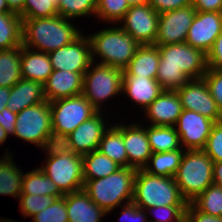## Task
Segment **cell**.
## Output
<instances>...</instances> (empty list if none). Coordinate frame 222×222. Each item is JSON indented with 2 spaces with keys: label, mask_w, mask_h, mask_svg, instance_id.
I'll return each instance as SVG.
<instances>
[{
  "label": "cell",
  "mask_w": 222,
  "mask_h": 222,
  "mask_svg": "<svg viewBox=\"0 0 222 222\" xmlns=\"http://www.w3.org/2000/svg\"><path fill=\"white\" fill-rule=\"evenodd\" d=\"M45 101L43 84L39 81L22 78L10 88L7 108L14 113H19L27 107Z\"/></svg>",
  "instance_id": "23"
},
{
  "label": "cell",
  "mask_w": 222,
  "mask_h": 222,
  "mask_svg": "<svg viewBox=\"0 0 222 222\" xmlns=\"http://www.w3.org/2000/svg\"><path fill=\"white\" fill-rule=\"evenodd\" d=\"M52 72L53 68L48 53L21 46L22 78L39 81L44 84Z\"/></svg>",
  "instance_id": "25"
},
{
  "label": "cell",
  "mask_w": 222,
  "mask_h": 222,
  "mask_svg": "<svg viewBox=\"0 0 222 222\" xmlns=\"http://www.w3.org/2000/svg\"><path fill=\"white\" fill-rule=\"evenodd\" d=\"M129 8L127 0H98L95 18L111 25H118Z\"/></svg>",
  "instance_id": "36"
},
{
  "label": "cell",
  "mask_w": 222,
  "mask_h": 222,
  "mask_svg": "<svg viewBox=\"0 0 222 222\" xmlns=\"http://www.w3.org/2000/svg\"><path fill=\"white\" fill-rule=\"evenodd\" d=\"M213 162L222 161V121L215 122L202 149Z\"/></svg>",
  "instance_id": "42"
},
{
  "label": "cell",
  "mask_w": 222,
  "mask_h": 222,
  "mask_svg": "<svg viewBox=\"0 0 222 222\" xmlns=\"http://www.w3.org/2000/svg\"><path fill=\"white\" fill-rule=\"evenodd\" d=\"M22 20V46L39 52L57 50L82 34L70 19L60 15Z\"/></svg>",
  "instance_id": "2"
},
{
  "label": "cell",
  "mask_w": 222,
  "mask_h": 222,
  "mask_svg": "<svg viewBox=\"0 0 222 222\" xmlns=\"http://www.w3.org/2000/svg\"><path fill=\"white\" fill-rule=\"evenodd\" d=\"M6 151L3 157H0V195L12 196L18 200L22 191L24 172L15 164L11 152L8 149Z\"/></svg>",
  "instance_id": "26"
},
{
  "label": "cell",
  "mask_w": 222,
  "mask_h": 222,
  "mask_svg": "<svg viewBox=\"0 0 222 222\" xmlns=\"http://www.w3.org/2000/svg\"><path fill=\"white\" fill-rule=\"evenodd\" d=\"M213 166V160L203 150H185L174 180L187 203L213 184Z\"/></svg>",
  "instance_id": "6"
},
{
  "label": "cell",
  "mask_w": 222,
  "mask_h": 222,
  "mask_svg": "<svg viewBox=\"0 0 222 222\" xmlns=\"http://www.w3.org/2000/svg\"><path fill=\"white\" fill-rule=\"evenodd\" d=\"M91 34H88V37L91 42L92 61L122 70L130 63L140 46L131 34L117 24ZM98 58L99 62L96 61Z\"/></svg>",
  "instance_id": "4"
},
{
  "label": "cell",
  "mask_w": 222,
  "mask_h": 222,
  "mask_svg": "<svg viewBox=\"0 0 222 222\" xmlns=\"http://www.w3.org/2000/svg\"><path fill=\"white\" fill-rule=\"evenodd\" d=\"M118 222H148L147 211L138 207L133 201L120 206Z\"/></svg>",
  "instance_id": "44"
},
{
  "label": "cell",
  "mask_w": 222,
  "mask_h": 222,
  "mask_svg": "<svg viewBox=\"0 0 222 222\" xmlns=\"http://www.w3.org/2000/svg\"><path fill=\"white\" fill-rule=\"evenodd\" d=\"M0 222H17V220L15 221V220H13V219H5V217H3V218H0ZM18 222H20V221H18ZM21 222H23V221H21Z\"/></svg>",
  "instance_id": "56"
},
{
  "label": "cell",
  "mask_w": 222,
  "mask_h": 222,
  "mask_svg": "<svg viewBox=\"0 0 222 222\" xmlns=\"http://www.w3.org/2000/svg\"><path fill=\"white\" fill-rule=\"evenodd\" d=\"M176 92L183 109L193 110L214 122L222 121V113L203 78L190 80Z\"/></svg>",
  "instance_id": "14"
},
{
  "label": "cell",
  "mask_w": 222,
  "mask_h": 222,
  "mask_svg": "<svg viewBox=\"0 0 222 222\" xmlns=\"http://www.w3.org/2000/svg\"><path fill=\"white\" fill-rule=\"evenodd\" d=\"M208 69L222 70V31L207 53Z\"/></svg>",
  "instance_id": "45"
},
{
  "label": "cell",
  "mask_w": 222,
  "mask_h": 222,
  "mask_svg": "<svg viewBox=\"0 0 222 222\" xmlns=\"http://www.w3.org/2000/svg\"><path fill=\"white\" fill-rule=\"evenodd\" d=\"M45 100L52 102L82 94L83 75L63 70H53L43 84Z\"/></svg>",
  "instance_id": "20"
},
{
  "label": "cell",
  "mask_w": 222,
  "mask_h": 222,
  "mask_svg": "<svg viewBox=\"0 0 222 222\" xmlns=\"http://www.w3.org/2000/svg\"><path fill=\"white\" fill-rule=\"evenodd\" d=\"M191 203L205 214L222 217V187L210 185Z\"/></svg>",
  "instance_id": "34"
},
{
  "label": "cell",
  "mask_w": 222,
  "mask_h": 222,
  "mask_svg": "<svg viewBox=\"0 0 222 222\" xmlns=\"http://www.w3.org/2000/svg\"><path fill=\"white\" fill-rule=\"evenodd\" d=\"M11 12L7 6L6 0H0V13Z\"/></svg>",
  "instance_id": "54"
},
{
  "label": "cell",
  "mask_w": 222,
  "mask_h": 222,
  "mask_svg": "<svg viewBox=\"0 0 222 222\" xmlns=\"http://www.w3.org/2000/svg\"><path fill=\"white\" fill-rule=\"evenodd\" d=\"M51 131V107L47 100L17 113L13 137L41 149Z\"/></svg>",
  "instance_id": "9"
},
{
  "label": "cell",
  "mask_w": 222,
  "mask_h": 222,
  "mask_svg": "<svg viewBox=\"0 0 222 222\" xmlns=\"http://www.w3.org/2000/svg\"><path fill=\"white\" fill-rule=\"evenodd\" d=\"M214 123L193 110L183 109L174 126L179 134L181 147L185 150H202Z\"/></svg>",
  "instance_id": "15"
},
{
  "label": "cell",
  "mask_w": 222,
  "mask_h": 222,
  "mask_svg": "<svg viewBox=\"0 0 222 222\" xmlns=\"http://www.w3.org/2000/svg\"><path fill=\"white\" fill-rule=\"evenodd\" d=\"M7 6L11 12L23 17V4L24 0H6Z\"/></svg>",
  "instance_id": "50"
},
{
  "label": "cell",
  "mask_w": 222,
  "mask_h": 222,
  "mask_svg": "<svg viewBox=\"0 0 222 222\" xmlns=\"http://www.w3.org/2000/svg\"><path fill=\"white\" fill-rule=\"evenodd\" d=\"M148 4L159 14L192 4V0H148Z\"/></svg>",
  "instance_id": "47"
},
{
  "label": "cell",
  "mask_w": 222,
  "mask_h": 222,
  "mask_svg": "<svg viewBox=\"0 0 222 222\" xmlns=\"http://www.w3.org/2000/svg\"><path fill=\"white\" fill-rule=\"evenodd\" d=\"M8 137H9L8 134L6 133V131L0 125V145L1 146H2V144L6 143V140L8 139Z\"/></svg>",
  "instance_id": "53"
},
{
  "label": "cell",
  "mask_w": 222,
  "mask_h": 222,
  "mask_svg": "<svg viewBox=\"0 0 222 222\" xmlns=\"http://www.w3.org/2000/svg\"><path fill=\"white\" fill-rule=\"evenodd\" d=\"M221 31L222 12L197 11L185 42L207 54Z\"/></svg>",
  "instance_id": "16"
},
{
  "label": "cell",
  "mask_w": 222,
  "mask_h": 222,
  "mask_svg": "<svg viewBox=\"0 0 222 222\" xmlns=\"http://www.w3.org/2000/svg\"><path fill=\"white\" fill-rule=\"evenodd\" d=\"M16 118L17 113H14L9 108H3V110L0 112V125L6 131L9 137L13 135Z\"/></svg>",
  "instance_id": "48"
},
{
  "label": "cell",
  "mask_w": 222,
  "mask_h": 222,
  "mask_svg": "<svg viewBox=\"0 0 222 222\" xmlns=\"http://www.w3.org/2000/svg\"><path fill=\"white\" fill-rule=\"evenodd\" d=\"M136 172L133 167H121L103 178L88 180L83 189L98 207L110 214L123 203L133 201Z\"/></svg>",
  "instance_id": "3"
},
{
  "label": "cell",
  "mask_w": 222,
  "mask_h": 222,
  "mask_svg": "<svg viewBox=\"0 0 222 222\" xmlns=\"http://www.w3.org/2000/svg\"><path fill=\"white\" fill-rule=\"evenodd\" d=\"M133 202L142 209L159 206L188 205L174 177H162L138 169L134 180Z\"/></svg>",
  "instance_id": "5"
},
{
  "label": "cell",
  "mask_w": 222,
  "mask_h": 222,
  "mask_svg": "<svg viewBox=\"0 0 222 222\" xmlns=\"http://www.w3.org/2000/svg\"><path fill=\"white\" fill-rule=\"evenodd\" d=\"M144 111L149 125L175 126L183 107L176 90H164Z\"/></svg>",
  "instance_id": "19"
},
{
  "label": "cell",
  "mask_w": 222,
  "mask_h": 222,
  "mask_svg": "<svg viewBox=\"0 0 222 222\" xmlns=\"http://www.w3.org/2000/svg\"><path fill=\"white\" fill-rule=\"evenodd\" d=\"M22 18L14 12L0 13V50L22 46Z\"/></svg>",
  "instance_id": "33"
},
{
  "label": "cell",
  "mask_w": 222,
  "mask_h": 222,
  "mask_svg": "<svg viewBox=\"0 0 222 222\" xmlns=\"http://www.w3.org/2000/svg\"><path fill=\"white\" fill-rule=\"evenodd\" d=\"M65 195L84 188L83 158L77 153L47 157L40 167Z\"/></svg>",
  "instance_id": "8"
},
{
  "label": "cell",
  "mask_w": 222,
  "mask_h": 222,
  "mask_svg": "<svg viewBox=\"0 0 222 222\" xmlns=\"http://www.w3.org/2000/svg\"><path fill=\"white\" fill-rule=\"evenodd\" d=\"M152 153L174 151L181 148L180 137L173 126H145Z\"/></svg>",
  "instance_id": "32"
},
{
  "label": "cell",
  "mask_w": 222,
  "mask_h": 222,
  "mask_svg": "<svg viewBox=\"0 0 222 222\" xmlns=\"http://www.w3.org/2000/svg\"><path fill=\"white\" fill-rule=\"evenodd\" d=\"M64 198L68 222H101L107 215L90 199L84 189L65 194Z\"/></svg>",
  "instance_id": "21"
},
{
  "label": "cell",
  "mask_w": 222,
  "mask_h": 222,
  "mask_svg": "<svg viewBox=\"0 0 222 222\" xmlns=\"http://www.w3.org/2000/svg\"><path fill=\"white\" fill-rule=\"evenodd\" d=\"M159 62L157 45H140L130 63L123 69V76H139L156 80Z\"/></svg>",
  "instance_id": "24"
},
{
  "label": "cell",
  "mask_w": 222,
  "mask_h": 222,
  "mask_svg": "<svg viewBox=\"0 0 222 222\" xmlns=\"http://www.w3.org/2000/svg\"><path fill=\"white\" fill-rule=\"evenodd\" d=\"M9 96L10 88L0 87V112L3 110V108H7Z\"/></svg>",
  "instance_id": "52"
},
{
  "label": "cell",
  "mask_w": 222,
  "mask_h": 222,
  "mask_svg": "<svg viewBox=\"0 0 222 222\" xmlns=\"http://www.w3.org/2000/svg\"><path fill=\"white\" fill-rule=\"evenodd\" d=\"M84 184L88 180H96L112 174L121 168L98 150L82 155Z\"/></svg>",
  "instance_id": "30"
},
{
  "label": "cell",
  "mask_w": 222,
  "mask_h": 222,
  "mask_svg": "<svg viewBox=\"0 0 222 222\" xmlns=\"http://www.w3.org/2000/svg\"><path fill=\"white\" fill-rule=\"evenodd\" d=\"M32 222H68L64 196L56 198L52 205L35 214Z\"/></svg>",
  "instance_id": "40"
},
{
  "label": "cell",
  "mask_w": 222,
  "mask_h": 222,
  "mask_svg": "<svg viewBox=\"0 0 222 222\" xmlns=\"http://www.w3.org/2000/svg\"><path fill=\"white\" fill-rule=\"evenodd\" d=\"M203 79L222 113V70L208 69Z\"/></svg>",
  "instance_id": "43"
},
{
  "label": "cell",
  "mask_w": 222,
  "mask_h": 222,
  "mask_svg": "<svg viewBox=\"0 0 222 222\" xmlns=\"http://www.w3.org/2000/svg\"><path fill=\"white\" fill-rule=\"evenodd\" d=\"M192 6L201 12H222V0H192Z\"/></svg>",
  "instance_id": "49"
},
{
  "label": "cell",
  "mask_w": 222,
  "mask_h": 222,
  "mask_svg": "<svg viewBox=\"0 0 222 222\" xmlns=\"http://www.w3.org/2000/svg\"><path fill=\"white\" fill-rule=\"evenodd\" d=\"M59 0H24L22 19H38L59 15Z\"/></svg>",
  "instance_id": "37"
},
{
  "label": "cell",
  "mask_w": 222,
  "mask_h": 222,
  "mask_svg": "<svg viewBox=\"0 0 222 222\" xmlns=\"http://www.w3.org/2000/svg\"><path fill=\"white\" fill-rule=\"evenodd\" d=\"M21 194L47 195L56 198L64 196L58 186L38 166L27 173L24 171Z\"/></svg>",
  "instance_id": "28"
},
{
  "label": "cell",
  "mask_w": 222,
  "mask_h": 222,
  "mask_svg": "<svg viewBox=\"0 0 222 222\" xmlns=\"http://www.w3.org/2000/svg\"><path fill=\"white\" fill-rule=\"evenodd\" d=\"M130 6L142 5L148 3V0H127Z\"/></svg>",
  "instance_id": "55"
},
{
  "label": "cell",
  "mask_w": 222,
  "mask_h": 222,
  "mask_svg": "<svg viewBox=\"0 0 222 222\" xmlns=\"http://www.w3.org/2000/svg\"><path fill=\"white\" fill-rule=\"evenodd\" d=\"M196 12L191 4L159 14L155 45L185 43Z\"/></svg>",
  "instance_id": "13"
},
{
  "label": "cell",
  "mask_w": 222,
  "mask_h": 222,
  "mask_svg": "<svg viewBox=\"0 0 222 222\" xmlns=\"http://www.w3.org/2000/svg\"><path fill=\"white\" fill-rule=\"evenodd\" d=\"M98 0H59V15L66 19L93 17L96 14Z\"/></svg>",
  "instance_id": "35"
},
{
  "label": "cell",
  "mask_w": 222,
  "mask_h": 222,
  "mask_svg": "<svg viewBox=\"0 0 222 222\" xmlns=\"http://www.w3.org/2000/svg\"><path fill=\"white\" fill-rule=\"evenodd\" d=\"M122 86V69L92 62L83 75L82 95L98 112H102L106 100L121 96Z\"/></svg>",
  "instance_id": "7"
},
{
  "label": "cell",
  "mask_w": 222,
  "mask_h": 222,
  "mask_svg": "<svg viewBox=\"0 0 222 222\" xmlns=\"http://www.w3.org/2000/svg\"><path fill=\"white\" fill-rule=\"evenodd\" d=\"M49 103L52 130L64 134H70L98 112L82 94Z\"/></svg>",
  "instance_id": "10"
},
{
  "label": "cell",
  "mask_w": 222,
  "mask_h": 222,
  "mask_svg": "<svg viewBox=\"0 0 222 222\" xmlns=\"http://www.w3.org/2000/svg\"><path fill=\"white\" fill-rule=\"evenodd\" d=\"M21 79V46L0 50V87L12 88Z\"/></svg>",
  "instance_id": "31"
},
{
  "label": "cell",
  "mask_w": 222,
  "mask_h": 222,
  "mask_svg": "<svg viewBox=\"0 0 222 222\" xmlns=\"http://www.w3.org/2000/svg\"><path fill=\"white\" fill-rule=\"evenodd\" d=\"M56 197L47 195H33V194H20L19 196V211L22 216L33 217L35 214L43 211L48 206L52 205Z\"/></svg>",
  "instance_id": "38"
},
{
  "label": "cell",
  "mask_w": 222,
  "mask_h": 222,
  "mask_svg": "<svg viewBox=\"0 0 222 222\" xmlns=\"http://www.w3.org/2000/svg\"><path fill=\"white\" fill-rule=\"evenodd\" d=\"M213 184L222 187V161L214 162V166H213Z\"/></svg>",
  "instance_id": "51"
},
{
  "label": "cell",
  "mask_w": 222,
  "mask_h": 222,
  "mask_svg": "<svg viewBox=\"0 0 222 222\" xmlns=\"http://www.w3.org/2000/svg\"><path fill=\"white\" fill-rule=\"evenodd\" d=\"M160 62L156 80L164 90H176L208 70L207 54L189 44L157 45Z\"/></svg>",
  "instance_id": "1"
},
{
  "label": "cell",
  "mask_w": 222,
  "mask_h": 222,
  "mask_svg": "<svg viewBox=\"0 0 222 222\" xmlns=\"http://www.w3.org/2000/svg\"><path fill=\"white\" fill-rule=\"evenodd\" d=\"M53 70L84 73L92 61L91 42L88 35L82 34L72 43L48 53Z\"/></svg>",
  "instance_id": "12"
},
{
  "label": "cell",
  "mask_w": 222,
  "mask_h": 222,
  "mask_svg": "<svg viewBox=\"0 0 222 222\" xmlns=\"http://www.w3.org/2000/svg\"><path fill=\"white\" fill-rule=\"evenodd\" d=\"M105 112H97L89 120L82 122L69 134L74 153L84 155L98 150L104 133L109 129V120L105 119ZM105 119V120H104ZM107 120V121H106Z\"/></svg>",
  "instance_id": "17"
},
{
  "label": "cell",
  "mask_w": 222,
  "mask_h": 222,
  "mask_svg": "<svg viewBox=\"0 0 222 222\" xmlns=\"http://www.w3.org/2000/svg\"><path fill=\"white\" fill-rule=\"evenodd\" d=\"M142 126L141 122L123 124V142L127 153L128 167L137 170L143 169L152 155L146 128Z\"/></svg>",
  "instance_id": "18"
},
{
  "label": "cell",
  "mask_w": 222,
  "mask_h": 222,
  "mask_svg": "<svg viewBox=\"0 0 222 222\" xmlns=\"http://www.w3.org/2000/svg\"><path fill=\"white\" fill-rule=\"evenodd\" d=\"M184 152L185 149L181 147L174 151L152 153L147 165L143 169L153 175L174 177Z\"/></svg>",
  "instance_id": "29"
},
{
  "label": "cell",
  "mask_w": 222,
  "mask_h": 222,
  "mask_svg": "<svg viewBox=\"0 0 222 222\" xmlns=\"http://www.w3.org/2000/svg\"><path fill=\"white\" fill-rule=\"evenodd\" d=\"M159 13L148 3L130 6L119 26L140 45L155 44Z\"/></svg>",
  "instance_id": "11"
},
{
  "label": "cell",
  "mask_w": 222,
  "mask_h": 222,
  "mask_svg": "<svg viewBox=\"0 0 222 222\" xmlns=\"http://www.w3.org/2000/svg\"><path fill=\"white\" fill-rule=\"evenodd\" d=\"M110 125L99 143L98 151L121 167H128L127 153L123 142V122L119 121V123Z\"/></svg>",
  "instance_id": "27"
},
{
  "label": "cell",
  "mask_w": 222,
  "mask_h": 222,
  "mask_svg": "<svg viewBox=\"0 0 222 222\" xmlns=\"http://www.w3.org/2000/svg\"><path fill=\"white\" fill-rule=\"evenodd\" d=\"M186 207L187 205H169L147 209V213L154 214L157 217V219H148V222H184Z\"/></svg>",
  "instance_id": "41"
},
{
  "label": "cell",
  "mask_w": 222,
  "mask_h": 222,
  "mask_svg": "<svg viewBox=\"0 0 222 222\" xmlns=\"http://www.w3.org/2000/svg\"><path fill=\"white\" fill-rule=\"evenodd\" d=\"M184 222H222V217L205 214L192 203H188L184 212Z\"/></svg>",
  "instance_id": "46"
},
{
  "label": "cell",
  "mask_w": 222,
  "mask_h": 222,
  "mask_svg": "<svg viewBox=\"0 0 222 222\" xmlns=\"http://www.w3.org/2000/svg\"><path fill=\"white\" fill-rule=\"evenodd\" d=\"M46 157H56L65 153H73L69 134L52 130L41 148Z\"/></svg>",
  "instance_id": "39"
},
{
  "label": "cell",
  "mask_w": 222,
  "mask_h": 222,
  "mask_svg": "<svg viewBox=\"0 0 222 222\" xmlns=\"http://www.w3.org/2000/svg\"><path fill=\"white\" fill-rule=\"evenodd\" d=\"M164 91L155 79L123 76L122 94L144 110Z\"/></svg>",
  "instance_id": "22"
}]
</instances>
